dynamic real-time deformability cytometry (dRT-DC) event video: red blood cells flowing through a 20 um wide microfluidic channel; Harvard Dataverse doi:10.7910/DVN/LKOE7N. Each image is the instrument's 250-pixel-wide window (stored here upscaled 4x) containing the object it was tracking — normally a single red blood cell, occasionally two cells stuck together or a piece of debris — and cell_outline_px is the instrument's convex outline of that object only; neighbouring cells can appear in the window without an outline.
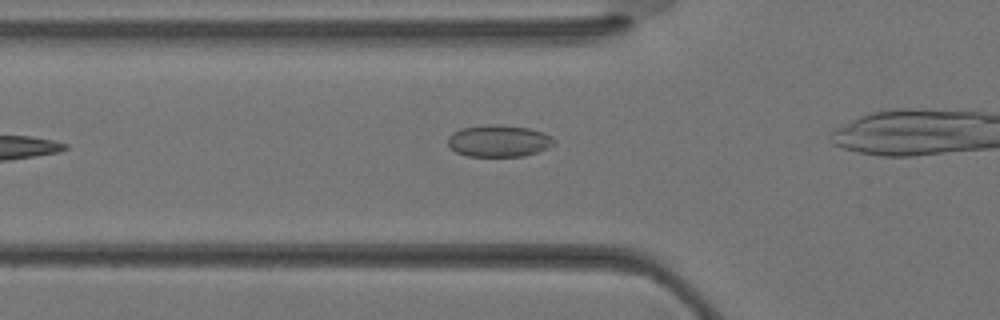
{"species": "Egyptian fruit bat (a non-hibernating species)", "species_latin": "Rousettus aegyptiacus", "temperature_condition": "warm", "stored_images_in_passage": 6, "camera_frame_rate_fps": 3000, "um_per_image_px": 0.085, "animal": {"sex": "female"}, "frame": {"image": 1, "passage_image": 2, "time_ms": 0.333, "image_size_px": [1000, 320], "cell_outline_px": [[556, 144], [548, 148], [524, 156], [468, 156], [456, 152], [448, 144], [448, 136], [452, 132], [460, 128], [492, 124], [528, 128], [544, 132], [552, 136], [556, 140]], "centroid_in_image_um": [42.42, 11.97], "position_along_channel_um": 83.4, "area_um2": 19.77}}
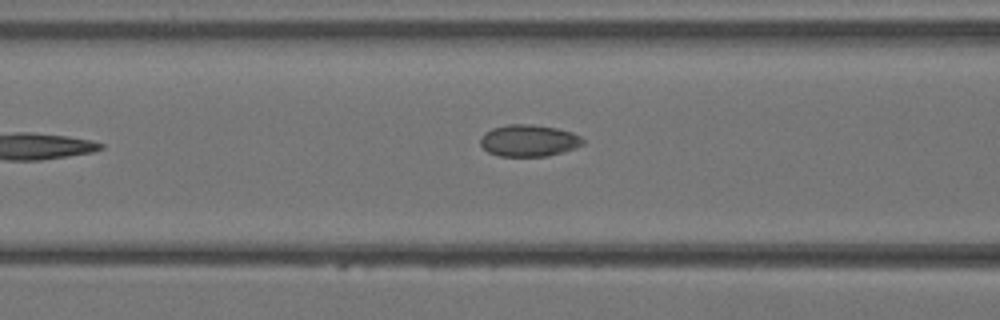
{"frame": {"image": 2, "passage_image": 4, "time_ms": 1.0, "image_size_px": [1000, 320], "cell_outline_px": [[584, 144], [576, 148], [548, 156], [500, 156], [488, 152], [480, 144], [480, 140], [484, 132], [492, 128], [508, 124], [532, 124], [556, 128], [572, 132], [580, 136], [584, 140]], "centroid_in_image_um": [44.95, 11.95], "position_along_channel_um": 121.6, "area_um2": 19.07}}